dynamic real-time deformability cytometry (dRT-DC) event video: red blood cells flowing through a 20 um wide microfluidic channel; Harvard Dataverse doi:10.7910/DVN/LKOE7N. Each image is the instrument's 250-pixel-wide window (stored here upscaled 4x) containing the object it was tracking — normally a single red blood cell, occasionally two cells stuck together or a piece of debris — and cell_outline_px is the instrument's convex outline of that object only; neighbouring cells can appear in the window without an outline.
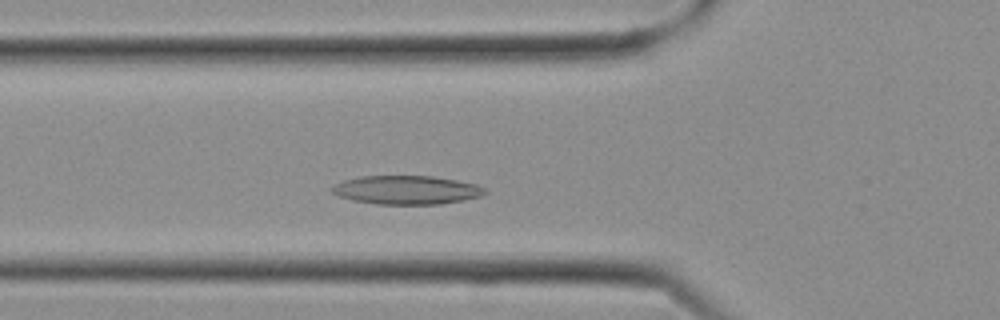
{"species": "Egyptian fruit bat (a non-hibernating species)", "species_latin": "Rousettus aegyptiacus", "temperature_condition": "cold", "stored_images_in_passage": 8, "camera_frame_rate_fps": 3000, "um_per_image_px": 0.085, "frame": {"image": 1, "passage_image": 6, "time_ms": 1.667, "image_size_px": [1000, 320], "cell_outline_px": [[488, 192], [480, 196], [464, 200], [440, 204], [376, 204], [352, 200], [340, 196], [332, 192], [332, 184], [344, 180], [360, 176], [432, 176], [456, 180], [476, 184], [484, 188]], "centroid_in_image_um": [34.55, 16.14], "position_along_channel_um": 91.3, "area_um2": 25.55}}
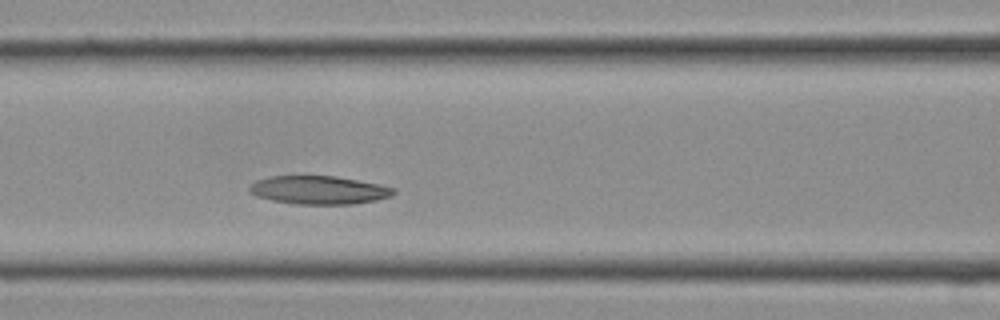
{"frame": {"image": 2, "passage_image": 8, "time_ms": 2.333, "image_size_px": [1000, 320], "cell_outline_px": [[396, 192], [392, 196], [376, 200], [352, 204], [292, 204], [272, 200], [256, 196], [248, 188], [256, 180], [268, 176], [336, 176], [380, 184], [396, 188]], "centroid_in_image_um": [27.13, 16.15], "position_along_channel_um": 139.5, "area_um2": 23.87}}